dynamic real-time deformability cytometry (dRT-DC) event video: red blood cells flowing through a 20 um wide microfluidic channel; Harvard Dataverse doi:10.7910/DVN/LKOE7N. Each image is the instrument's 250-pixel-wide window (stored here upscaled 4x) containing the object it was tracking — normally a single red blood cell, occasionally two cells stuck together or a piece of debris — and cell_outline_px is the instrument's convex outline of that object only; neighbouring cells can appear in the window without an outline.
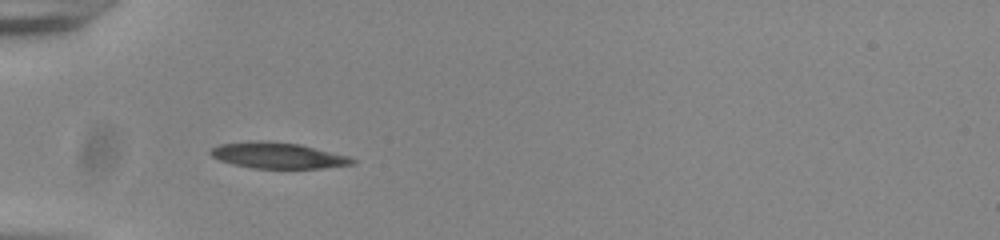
{"species": "common noctule bat (a hibernating species)", "species_latin": "Nyctalus noctula", "temperature_condition": "room temperature", "stored_images_in_passage": 39, "camera_frame_rate_fps": 3000, "um_per_image_px": 0.085, "animal": {"sex": "male", "body_mass_g": 20.0, "forearm_length_mm": 53.3}, "frame": {"image": 1, "passage_image": 3, "time_ms": 0.667, "image_size_px": [1000, 240], "cell_outline_px": [[356, 164], [320, 168], [252, 168], [232, 164], [220, 160], [212, 156], [208, 152], [212, 148], [220, 144], [256, 140], [268, 140], [300, 144], [348, 156], [356, 160]], "centroid_in_image_um": [23.61, 13.21], "position_along_channel_um": 61.4, "area_um2": 21.5}}
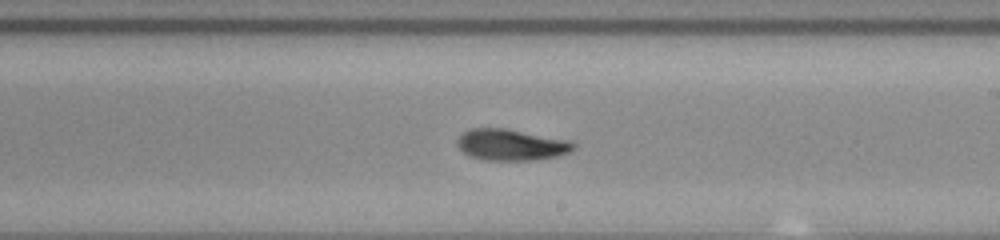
{"frame": {"image": 2, "passage_image": 18, "time_ms": 5.667, "image_size_px": [1000, 240], "cell_outline_px": [[576, 148], [568, 152], [556, 156], [536, 160], [484, 160], [468, 156], [456, 144], [456, 140], [468, 128], [504, 128], [572, 140], [576, 144]], "centroid_in_image_um": [43.46, 12.3], "position_along_channel_um": 245.5, "area_um2": 21.39}}
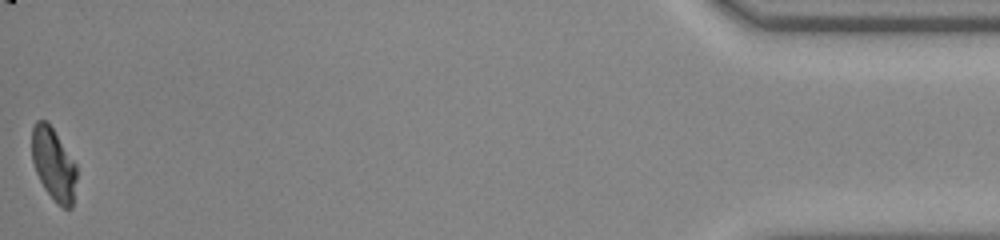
{"frame": {"image": 3, "passage_image": 39, "time_ms": 12.667, "image_size_px": [1000, 240], "cell_outline_px": [[76, 180], [72, 208], [64, 208], [56, 204], [44, 188], [36, 172], [32, 160], [32, 128], [36, 120], [48, 120], [76, 164]], "centroid_in_image_um": [4.55, 13.95], "position_along_channel_um": 430.7, "area_um2": 19.02}, "authors_computed_cell_mechanics": {"area_um2": 20.6924, "velocity_mm_per_s": 3.8392, "shape_relaxation_time_tau1_ms": 3.5035, "shape_relaxation_time_tau2_ms": 2.0307, "deformation_change_tau1": 0.1656, "deformation_change_tau2": 0.0694}}